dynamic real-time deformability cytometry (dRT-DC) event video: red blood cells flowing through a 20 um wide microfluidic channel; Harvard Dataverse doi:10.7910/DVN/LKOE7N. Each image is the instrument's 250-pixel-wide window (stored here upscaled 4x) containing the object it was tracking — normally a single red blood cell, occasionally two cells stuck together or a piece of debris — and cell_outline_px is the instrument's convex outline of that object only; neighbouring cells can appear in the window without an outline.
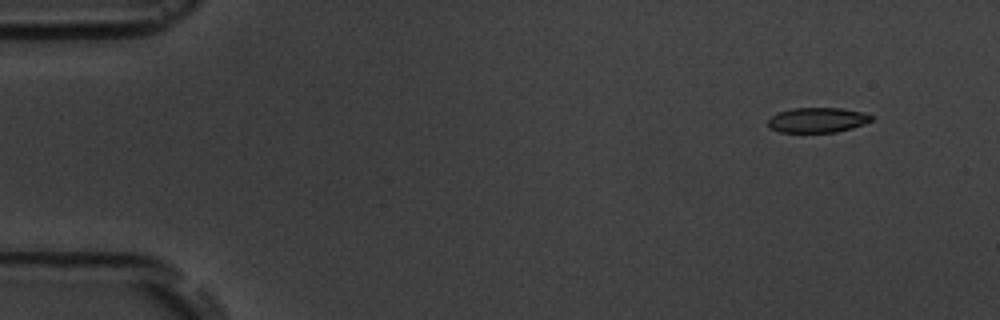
{"species": "common noctule bat (a hibernating species)", "species_latin": "Nyctalus noctula", "temperature_condition": "room temperature", "stored_images_in_passage": 10, "camera_frame_rate_fps": 3000, "um_per_image_px": 0.085, "animal": {"sex": "male", "body_mass_g": 19.5, "forearm_length_mm": 54.6}, "frame": {"image": 1, "passage_image": 1, "time_ms": 0.0, "image_size_px": [1000, 320], "cell_outline_px": [[872, 120], [864, 124], [852, 128], [836, 132], [780, 132], [768, 128], [768, 120], [772, 116], [780, 112], [792, 108], [840, 108], [864, 112], [872, 116]], "centroid_in_image_um": [69.48, 10.2], "position_along_channel_um": 15.5, "area_um2": 15.03}}
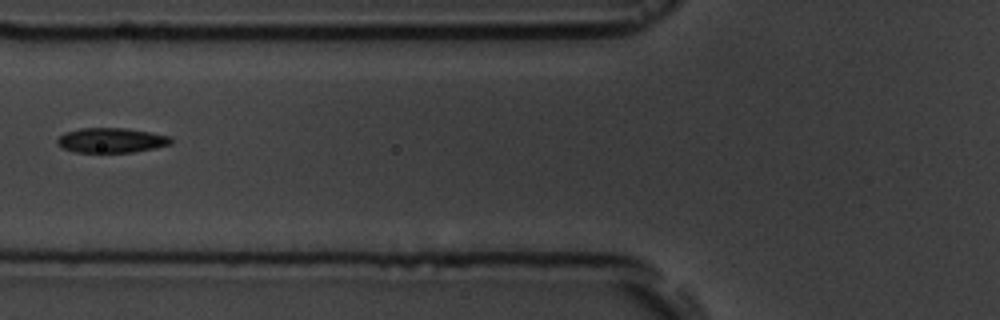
{"frame": {"image": 2, "passage_image": 6, "time_ms": 5.667, "image_size_px": [1000, 320], "cell_outline_px": [[172, 144], [132, 152], [76, 152], [64, 148], [56, 144], [56, 140], [64, 132], [80, 128], [128, 128], [172, 136]], "centroid_in_image_um": [9.46, 11.91], "position_along_channel_um": 116.3, "area_um2": 16.47}}
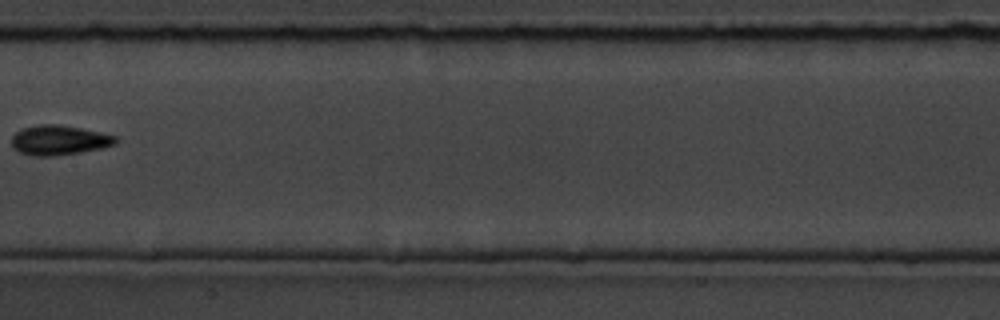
{"frame": {"image": 3, "passage_image": 8, "time_ms": 8.0, "image_size_px": [1000, 320], "cell_outline_px": [[120, 140], [116, 144], [100, 148], [80, 152], [56, 156], [32, 156], [20, 152], [12, 148], [12, 136], [20, 128], [40, 124], [56, 124], [80, 128], [100, 132], [116, 136]], "centroid_in_image_um": [5.01, 11.91], "position_along_channel_um": 202.4, "area_um2": 18.15}}